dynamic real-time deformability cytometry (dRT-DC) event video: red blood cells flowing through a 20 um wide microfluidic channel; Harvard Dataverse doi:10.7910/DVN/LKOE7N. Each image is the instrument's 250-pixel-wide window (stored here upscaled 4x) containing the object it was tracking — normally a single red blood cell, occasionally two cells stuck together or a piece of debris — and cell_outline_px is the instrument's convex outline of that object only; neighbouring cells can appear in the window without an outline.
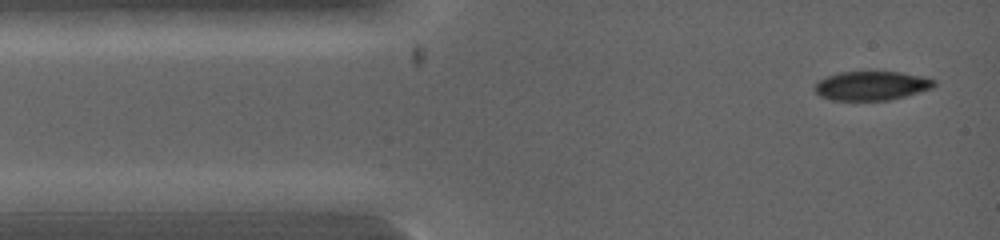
{"species": "common noctule bat (a hibernating species)", "species_latin": "Nyctalus noctula", "temperature_condition": "warm", "stored_images_in_passage": 7, "camera_frame_rate_fps": 5000, "um_per_image_px": 0.085, "animal": {"sex": "female", "body_mass_g": 19.0, "forearm_length_mm": 53.3}, "frame": {"image": 1, "passage_image": 1, "time_ms": 0.0, "image_size_px": [1000, 240], "cell_outline_px": [[936, 84], [932, 88], [904, 96], [888, 100], [832, 100], [820, 96], [816, 92], [816, 84], [820, 80], [828, 76], [840, 72], [900, 72], [924, 76], [936, 80]], "centroid_in_image_um": [74.12, 7.28], "position_along_channel_um": 10.9, "area_um2": 20.0}}
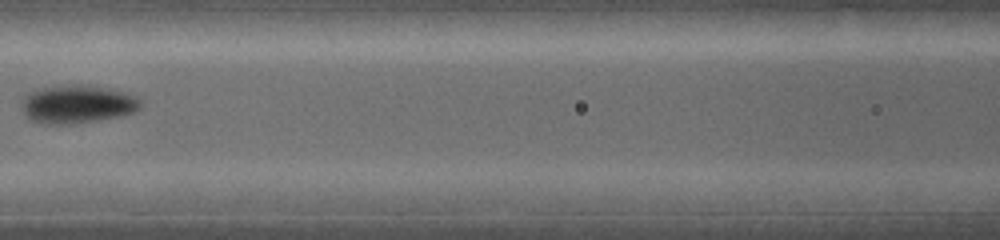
{"frame": {"image": 2, "passage_image": 6, "time_ms": 3.4, "image_size_px": [1000, 240], "cell_outline_px": [[144, 104], [136, 112], [120, 116], [96, 120], [68, 124], [44, 124], [28, 120], [20, 108], [20, 104], [24, 96], [28, 92], [40, 88], [68, 84], [88, 84], [128, 92], [140, 96]], "centroid_in_image_um": [6.59, 8.84], "position_along_channel_um": 160.0, "area_um2": 27.34}}
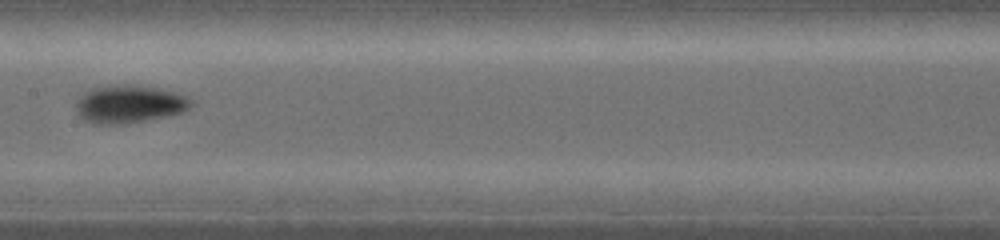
{"frame": {"image": 3, "passage_image": 7, "time_ms": 4.0, "image_size_px": [1000, 240], "cell_outline_px": [[196, 104], [184, 112], [144, 120], [116, 124], [96, 124], [80, 116], [76, 112], [76, 104], [80, 96], [84, 92], [92, 88], [112, 84], [152, 84], [188, 96]], "centroid_in_image_um": [11.06, 8.79], "position_along_channel_um": 196.3, "area_um2": 25.95}}